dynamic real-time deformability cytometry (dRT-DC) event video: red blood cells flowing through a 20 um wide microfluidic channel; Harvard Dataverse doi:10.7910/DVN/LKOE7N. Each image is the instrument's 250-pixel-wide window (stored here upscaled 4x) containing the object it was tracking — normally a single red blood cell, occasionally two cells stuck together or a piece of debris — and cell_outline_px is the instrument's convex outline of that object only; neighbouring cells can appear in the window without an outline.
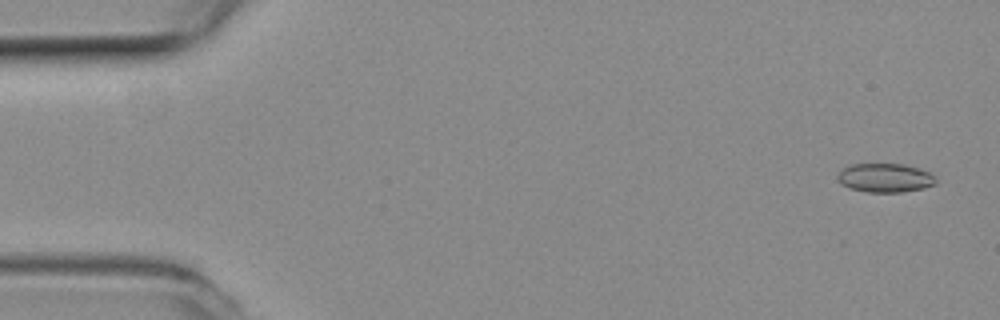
{"species": "common noctule bat (a hibernating species)", "species_latin": "Nyctalus noctula", "temperature_condition": "room temperature", "stored_images_in_passage": 54, "camera_frame_rate_fps": 3000, "um_per_image_px": 0.085, "animal": {"sex": "female", "body_mass_g": 19.3, "forearm_length_mm": 54.1}, "frame": {"image": 1, "passage_image": 3, "time_ms": 0.667, "image_size_px": [1000, 320], "cell_outline_px": [[936, 184], [924, 188], [900, 192], [868, 192], [848, 188], [840, 184], [836, 176], [848, 164], [904, 164], [928, 172], [936, 176]], "centroid_in_image_um": [75.21, 15.12], "position_along_channel_um": 9.8, "area_um2": 16.59}}
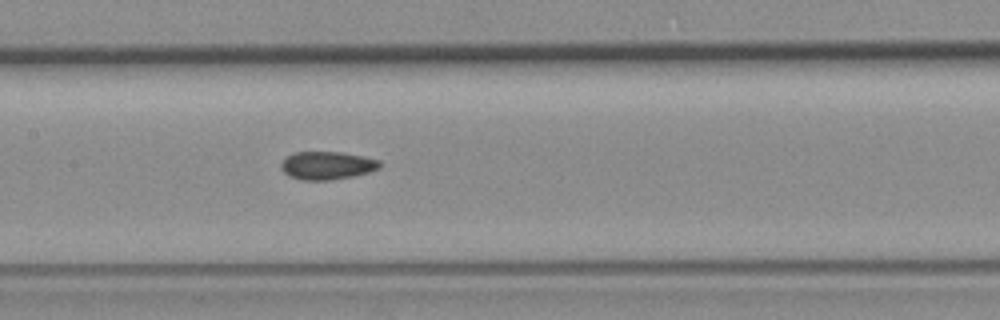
{"frame": {"image": 2, "passage_image": 26, "time_ms": 8.333, "image_size_px": [1000, 320], "cell_outline_px": [[380, 168], [368, 172], [352, 176], [332, 180], [300, 180], [288, 176], [280, 168], [280, 164], [288, 156], [296, 152], [340, 152], [364, 156], [380, 160]], "centroid_in_image_um": [27.79, 14.07], "position_along_channel_um": 179.6, "area_um2": 16.13}}
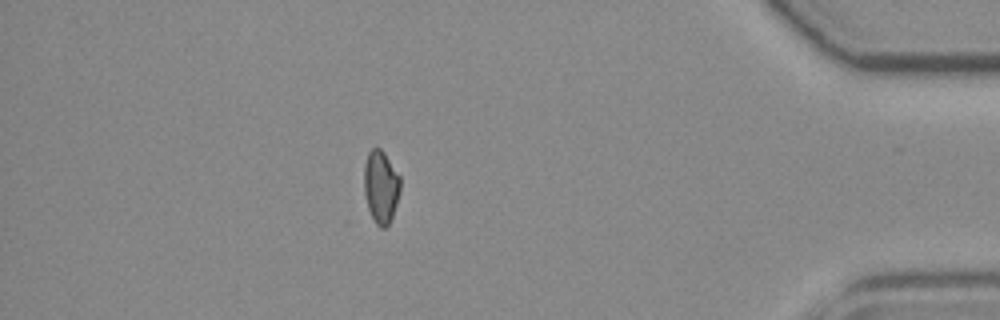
{"frame": {"image": 3, "passage_image": 47, "time_ms": 15.333, "image_size_px": [1000, 320], "cell_outline_px": [[400, 192], [392, 216], [388, 224], [384, 228], [380, 228], [376, 224], [368, 208], [364, 192], [364, 164], [368, 152], [372, 148], [380, 148], [384, 152], [400, 176]], "centroid_in_image_um": [32.37, 15.85], "position_along_channel_um": 402.8, "area_um2": 15.32}, "authors_computed_cell_mechanics": {"area_um2": 16.0395, "velocity_mm_per_s": 3.8781, "shape_relaxation_time_tau1_ms": 4.6695, "shape_relaxation_time_tau2_ms": 3.5227, "deformation_change_tau1": 0.0988, "deformation_change_tau2": 0.0792}}